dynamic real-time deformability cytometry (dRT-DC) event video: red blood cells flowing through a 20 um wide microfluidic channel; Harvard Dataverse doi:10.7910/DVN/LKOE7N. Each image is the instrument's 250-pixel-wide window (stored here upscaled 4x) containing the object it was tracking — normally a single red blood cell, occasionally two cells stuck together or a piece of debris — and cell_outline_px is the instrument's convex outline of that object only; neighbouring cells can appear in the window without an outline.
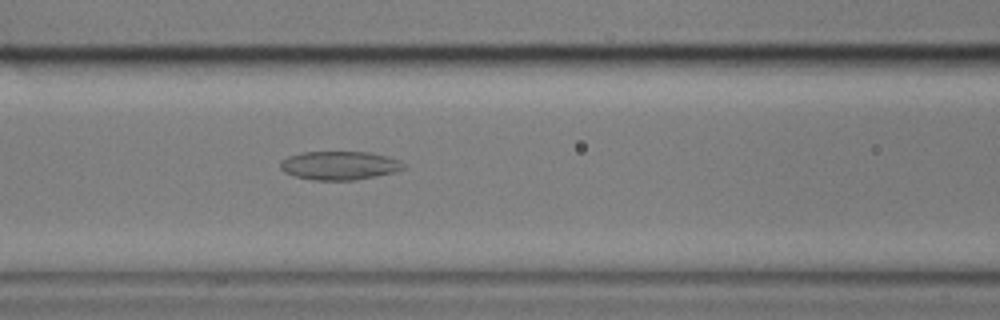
{"species": "common noctule bat (a hibernating species)", "species_latin": "Nyctalus noctula", "temperature_condition": "cold", "stored_images_in_passage": 56, "camera_frame_rate_fps": 3000, "um_per_image_px": 0.085, "animal": {"sex": "male", "body_mass_g": 17.9}, "frame": {"image": 1, "passage_image": 23, "time_ms": 7.333, "image_size_px": [1000, 320], "cell_outline_px": [[404, 168], [396, 172], [356, 180], [312, 180], [292, 176], [284, 172], [280, 168], [280, 160], [288, 156], [300, 152], [368, 152], [400, 160], [404, 164]], "centroid_in_image_um": [28.81, 14.07], "position_along_channel_um": 137.8, "area_um2": 20.69}}
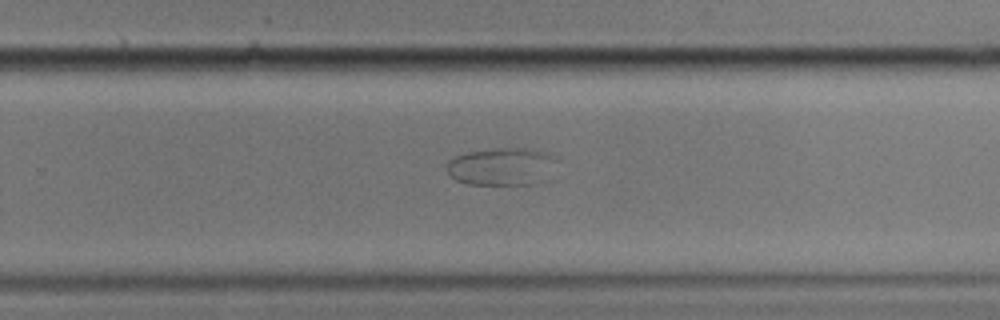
{"frame": {"image": 2, "passage_image": 36, "time_ms": 11.667, "image_size_px": [1000, 320], "cell_outline_px": [[560, 160], [544, 184], [468, 184], [456, 180], [448, 172], [448, 160], [456, 156], [468, 152], [496, 148], [524, 148], [544, 152], [556, 156]], "centroid_in_image_um": [42.75, 14.16], "position_along_channel_um": 287.0, "area_um2": 24.51}}